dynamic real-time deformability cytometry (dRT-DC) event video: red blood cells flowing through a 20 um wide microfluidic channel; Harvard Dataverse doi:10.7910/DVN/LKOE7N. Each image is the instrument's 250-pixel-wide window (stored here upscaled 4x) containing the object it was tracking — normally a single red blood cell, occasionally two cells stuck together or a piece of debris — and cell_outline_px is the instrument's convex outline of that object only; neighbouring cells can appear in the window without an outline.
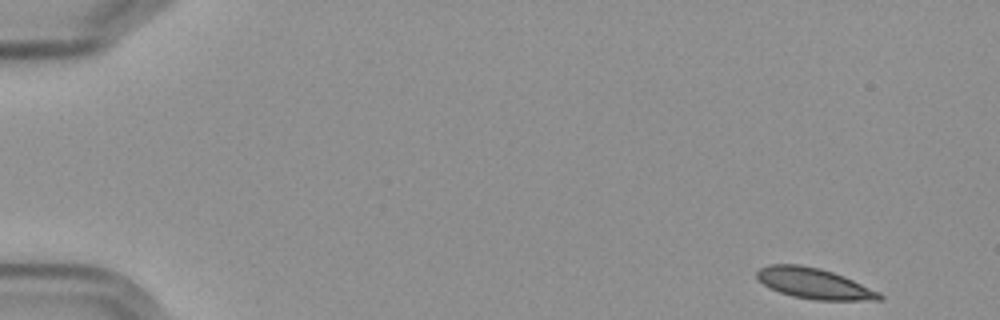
{"species": "Egyptian fruit bat (a non-hibernating species)", "species_latin": "Rousettus aegyptiacus", "temperature_condition": "cold", "stored_images_in_passage": 7, "camera_frame_rate_fps": 3000, "um_per_image_px": 0.085, "frame": {"image": 1, "passage_image": 1, "time_ms": 0.0, "image_size_px": [1000, 320], "cell_outline_px": [[884, 300], [816, 300], [792, 296], [780, 292], [764, 284], [756, 276], [756, 272], [760, 268], [768, 264], [800, 264], [820, 268], [844, 276], [880, 292], [884, 296]], "centroid_in_image_um": [69.22, 24.09], "position_along_channel_um": 15.8, "area_um2": 21.85}}
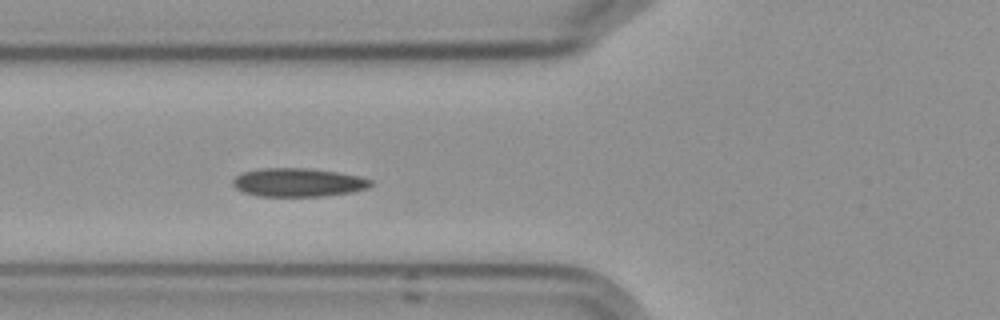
{"frame": {"image": 2, "passage_image": 6, "time_ms": 6.0, "image_size_px": [1000, 320], "cell_outline_px": [[372, 184], [368, 188], [352, 192], [324, 196], [256, 196], [244, 192], [236, 188], [232, 184], [232, 180], [240, 172], [260, 168], [308, 168], [336, 172], [360, 176], [372, 180]], "centroid_in_image_um": [25.32, 15.5], "position_along_channel_um": 100.5, "area_um2": 23.06}}
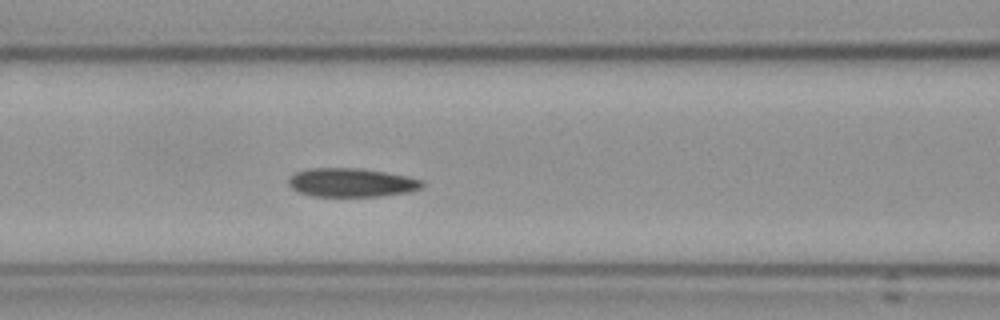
{"frame": {"image": 3, "passage_image": 7, "time_ms": 7.0, "image_size_px": [1000, 320], "cell_outline_px": [[424, 184], [420, 188], [408, 192], [380, 196], [312, 196], [300, 192], [292, 188], [288, 184], [288, 180], [296, 172], [308, 168], [360, 168], [408, 176], [424, 180]], "centroid_in_image_um": [29.89, 15.51], "position_along_channel_um": 136.7, "area_um2": 22.31}}